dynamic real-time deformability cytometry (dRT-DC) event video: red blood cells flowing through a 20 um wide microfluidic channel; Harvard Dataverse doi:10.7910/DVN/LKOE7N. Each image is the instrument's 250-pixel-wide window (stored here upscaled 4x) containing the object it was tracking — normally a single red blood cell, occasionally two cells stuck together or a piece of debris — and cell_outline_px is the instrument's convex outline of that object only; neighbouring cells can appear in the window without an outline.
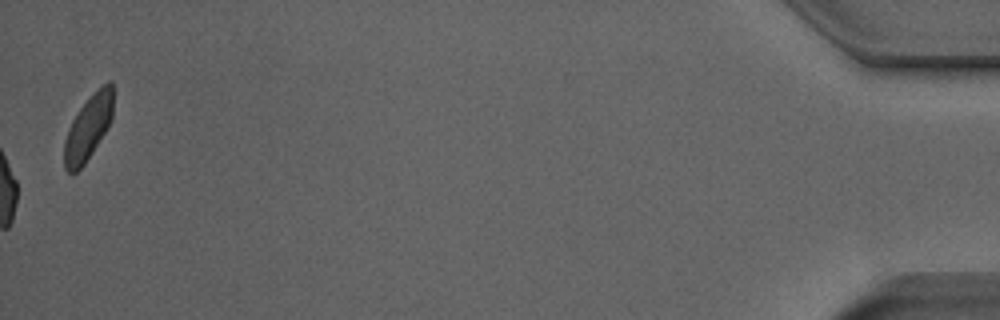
{"species": "Egyptian fruit bat (a non-hibernating species)", "species_latin": "Rousettus aegyptiacus", "temperature_condition": "room temperature", "stored_images_in_passage": 53, "camera_frame_rate_fps": 3000, "um_per_image_px": 0.085, "animal": {"sex": "male"}, "frame": {"image": 1, "passage_image": 53, "time_ms": 17.333, "image_size_px": [1000, 320], "cell_outline_px": [[112, 116], [108, 128], [84, 164], [76, 172], [68, 172], [64, 168], [64, 140], [68, 128], [72, 120], [80, 108], [108, 80], [112, 80]], "centroid_in_image_um": [7.48, 10.89], "position_along_channel_um": 427.7, "area_um2": 18.03}, "authors_computed_cell_mechanics": {"area_um2": 17.5134, "velocity_mm_per_s": 3.9361, "shape_relaxation_time_tau1_ms": 6.2267, "shape_relaxation_time_tau2_ms": 1.5054, "deformation_change_tau1": 0.123, "deformation_change_tau2": 0.0543}}